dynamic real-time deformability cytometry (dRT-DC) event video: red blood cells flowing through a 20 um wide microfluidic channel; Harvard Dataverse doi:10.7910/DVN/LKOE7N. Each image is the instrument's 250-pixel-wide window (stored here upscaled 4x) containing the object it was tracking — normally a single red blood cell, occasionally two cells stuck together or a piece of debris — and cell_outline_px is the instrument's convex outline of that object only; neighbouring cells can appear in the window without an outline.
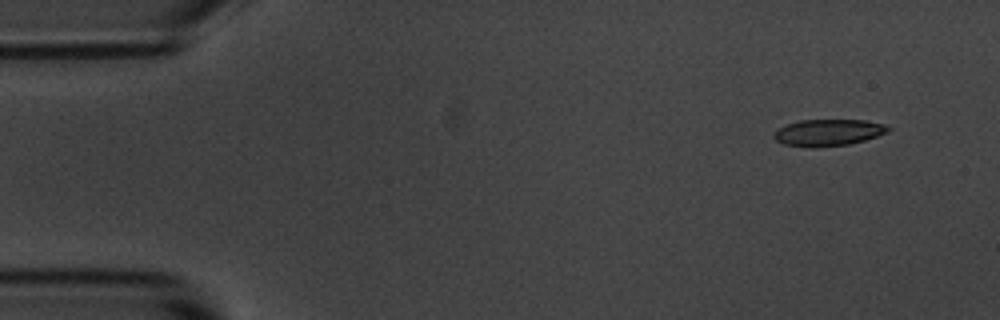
{"species": "common noctule bat (a hibernating species)", "species_latin": "Nyctalus noctula", "temperature_condition": "room temperature", "stored_images_in_passage": 4, "camera_frame_rate_fps": 3000, "um_per_image_px": 0.085, "animal": {"sex": "male", "body_mass_g": 20.1, "forearm_length_mm": 53.5}, "frame": {"image": 1, "passage_image": 1, "time_ms": 0.0, "image_size_px": [1000, 320], "cell_outline_px": [[892, 128], [888, 132], [864, 140], [848, 144], [816, 148], [812, 148], [784, 144], [776, 140], [772, 136], [772, 132], [788, 124], [800, 120], [864, 120], [884, 124]], "centroid_in_image_um": [70.38, 11.27], "position_along_channel_um": 14.6, "area_um2": 17.74}}
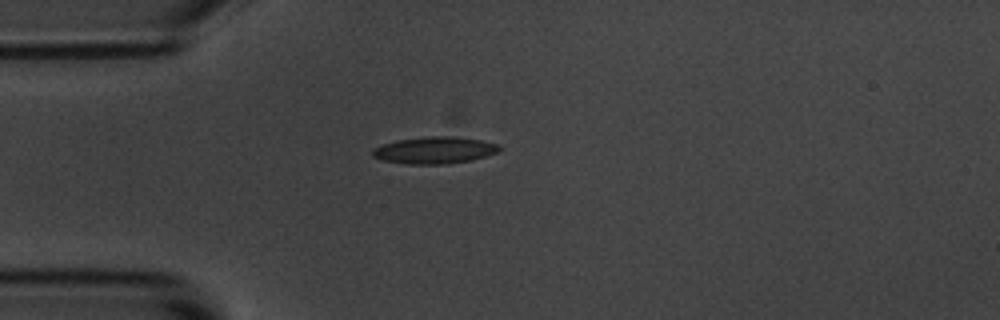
{"frame": {"image": 2, "passage_image": 4, "time_ms": 1.0, "image_size_px": [1000, 320], "cell_outline_px": [[500, 152], [472, 160], [448, 164], [408, 164], [384, 160], [372, 156], [372, 148], [396, 140], [432, 136], [452, 136], [480, 140], [500, 144]], "centroid_in_image_um": [36.97, 12.77], "position_along_channel_um": 48.0, "area_um2": 19.88}}